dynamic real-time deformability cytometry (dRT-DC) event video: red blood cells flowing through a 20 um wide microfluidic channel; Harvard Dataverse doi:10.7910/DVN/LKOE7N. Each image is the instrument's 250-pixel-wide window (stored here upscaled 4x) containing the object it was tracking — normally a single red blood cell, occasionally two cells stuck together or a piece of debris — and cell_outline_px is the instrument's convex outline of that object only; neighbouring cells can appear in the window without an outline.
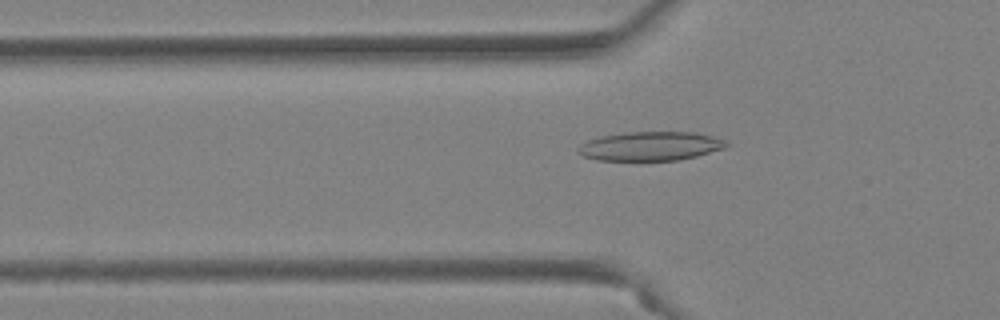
{"species": "Egyptian fruit bat (a non-hibernating species)", "species_latin": "Rousettus aegyptiacus", "temperature_condition": "warm", "stored_images_in_passage": 38, "camera_frame_rate_fps": 3000, "um_per_image_px": 0.085, "animal": {"sex": "female"}, "frame": {"image": 1, "passage_image": 10, "time_ms": 3.0, "image_size_px": [1000, 320], "cell_outline_px": [[732, 144], [724, 148], [696, 156], [680, 160], [640, 164], [596, 160], [584, 156], [576, 152], [576, 148], [580, 144], [588, 140], [600, 136], [628, 132], [692, 132], [712, 136], [724, 140]], "centroid_in_image_um": [55.22, 12.48], "position_along_channel_um": 70.6, "area_um2": 26.3}}
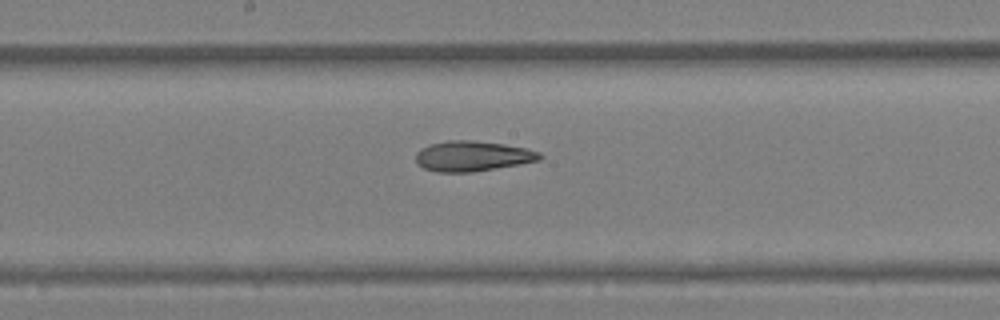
{"frame": {"image": 2, "passage_image": 20, "time_ms": 6.333, "image_size_px": [1000, 320], "cell_outline_px": [[544, 156], [540, 160], [520, 164], [472, 172], [436, 172], [424, 168], [416, 164], [416, 152], [420, 148], [428, 144], [448, 140], [472, 140], [504, 144], [528, 148], [540, 152]], "centroid_in_image_um": [40.15, 13.26], "position_along_channel_um": 208.0, "area_um2": 22.14}}
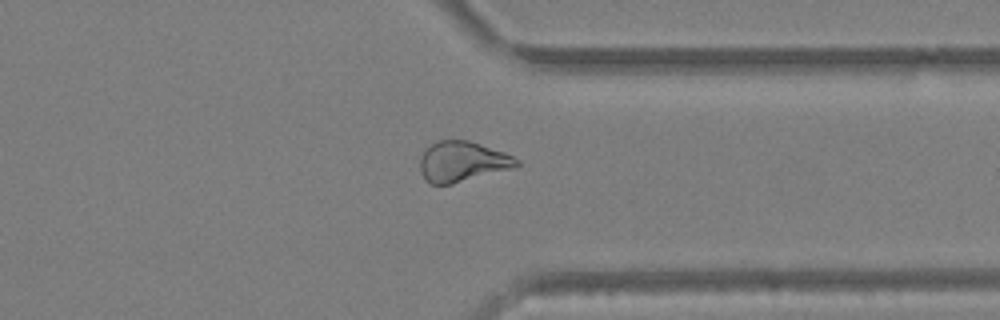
{"frame": {"image": 3, "passage_image": 32, "time_ms": 10.333, "image_size_px": [1000, 320], "cell_outline_px": [[520, 164], [516, 168], [452, 184], [432, 184], [420, 172], [420, 156], [424, 148], [436, 140], [468, 140], [504, 152], [520, 160]], "centroid_in_image_um": [39.3, 13.73], "position_along_channel_um": 372.1, "area_um2": 22.95}}